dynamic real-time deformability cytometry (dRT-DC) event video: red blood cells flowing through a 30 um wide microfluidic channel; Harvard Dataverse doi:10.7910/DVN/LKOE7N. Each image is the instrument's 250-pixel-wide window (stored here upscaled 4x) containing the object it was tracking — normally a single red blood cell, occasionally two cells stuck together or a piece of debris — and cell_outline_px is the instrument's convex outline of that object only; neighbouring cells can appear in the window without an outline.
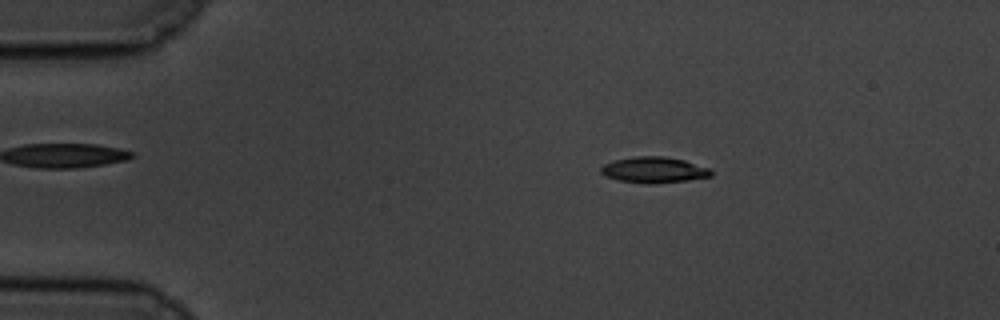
{"species": "common noctule bat (a hibernating species)", "species_latin": "Nyctalus noctula", "temperature_condition": "cold", "stored_images_in_passage": 49, "camera_frame_rate_fps": 3000, "um_per_image_px": 0.085, "animal": {"sex": "male", "body_mass_g": 19.5, "forearm_length_mm": 54.6}, "frame": {"image": 1, "passage_image": 2, "time_ms": 0.333, "image_size_px": [1000, 320], "cell_outline_px": [[712, 176], [688, 180], [652, 184], [644, 184], [620, 180], [604, 176], [600, 172], [600, 168], [604, 164], [616, 160], [636, 156], [664, 156], [684, 160], [712, 168]], "centroid_in_image_um": [55.61, 14.44], "position_along_channel_um": 29.4, "area_um2": 16.76}}
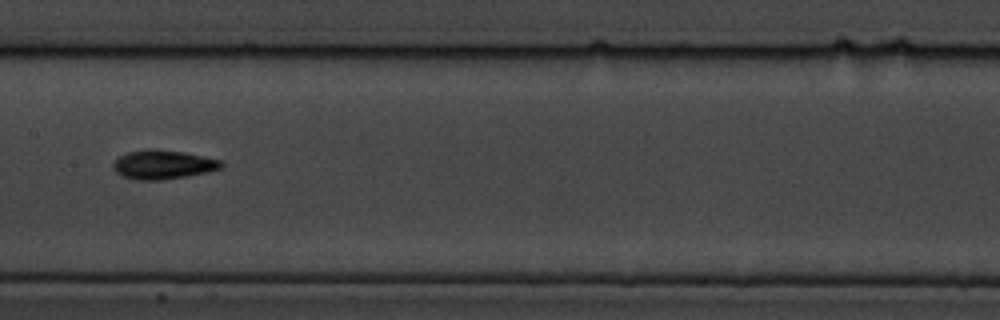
{"frame": {"image": 2, "passage_image": 21, "time_ms": 6.667, "image_size_px": [1000, 320], "cell_outline_px": [[224, 164], [220, 168], [208, 172], [164, 180], [136, 180], [120, 176], [112, 168], [112, 164], [120, 156], [128, 152], [144, 148], [148, 148], [184, 152], [220, 160]], "centroid_in_image_um": [13.81, 13.99], "position_along_channel_um": 193.6, "area_um2": 18.38}}
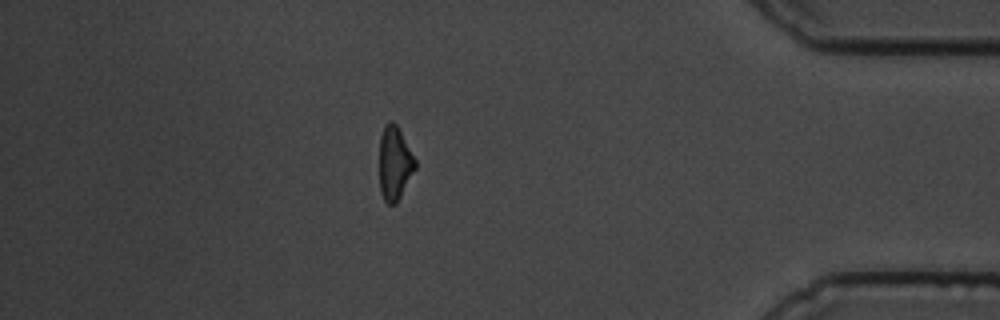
{"frame": {"image": 3, "passage_image": 42, "time_ms": 13.667, "image_size_px": [1000, 320], "cell_outline_px": [[416, 168], [396, 204], [388, 204], [384, 200], [380, 192], [380, 136], [384, 124], [388, 120], [392, 120], [396, 124], [416, 160]], "centroid_in_image_um": [33.53, 13.86], "position_along_channel_um": 401.7, "area_um2": 15.37}, "authors_computed_cell_mechanics": {"area_um2": 16.5308, "velocity_mm_per_s": 3.495, "shape_relaxation_time_tau1_ms": 2.248, "shape_relaxation_time_tau2_ms": 10.5786, "deformation_change_tau1": 0.1146, "deformation_change_tau2": 0.1834}}